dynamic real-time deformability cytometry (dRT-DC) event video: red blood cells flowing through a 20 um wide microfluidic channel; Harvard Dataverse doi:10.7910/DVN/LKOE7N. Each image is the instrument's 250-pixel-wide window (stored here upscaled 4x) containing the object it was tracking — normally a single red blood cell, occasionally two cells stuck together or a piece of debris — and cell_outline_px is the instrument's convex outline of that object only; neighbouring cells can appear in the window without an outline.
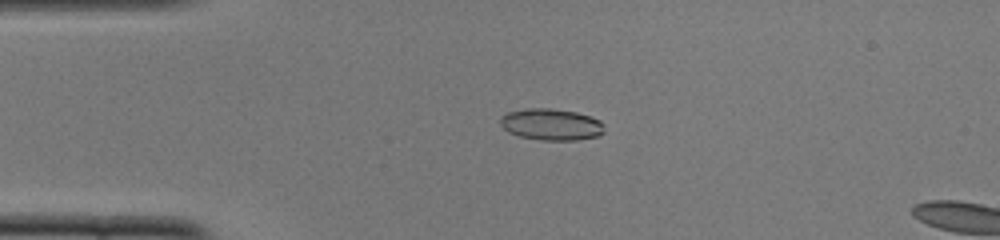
{"species": "common noctule bat (a hibernating species)", "species_latin": "Nyctalus noctula", "temperature_condition": "cold", "stored_images_in_passage": 15, "camera_frame_rate_fps": 3000, "um_per_image_px": 0.085, "animal": {"sex": "female", "body_mass_g": 22.0, "forearm_length_mm": 56.7}, "frame": {"image": 1, "passage_image": 11, "time_ms": 3.333, "image_size_px": [1000, 240], "cell_outline_px": [[604, 132], [596, 136], [576, 140], [540, 140], [520, 136], [508, 132], [500, 124], [500, 116], [508, 112], [528, 108], [548, 108], [576, 112], [600, 120], [604, 124]], "centroid_in_image_um": [46.84, 10.58], "position_along_channel_um": 38.2, "area_um2": 19.07}}